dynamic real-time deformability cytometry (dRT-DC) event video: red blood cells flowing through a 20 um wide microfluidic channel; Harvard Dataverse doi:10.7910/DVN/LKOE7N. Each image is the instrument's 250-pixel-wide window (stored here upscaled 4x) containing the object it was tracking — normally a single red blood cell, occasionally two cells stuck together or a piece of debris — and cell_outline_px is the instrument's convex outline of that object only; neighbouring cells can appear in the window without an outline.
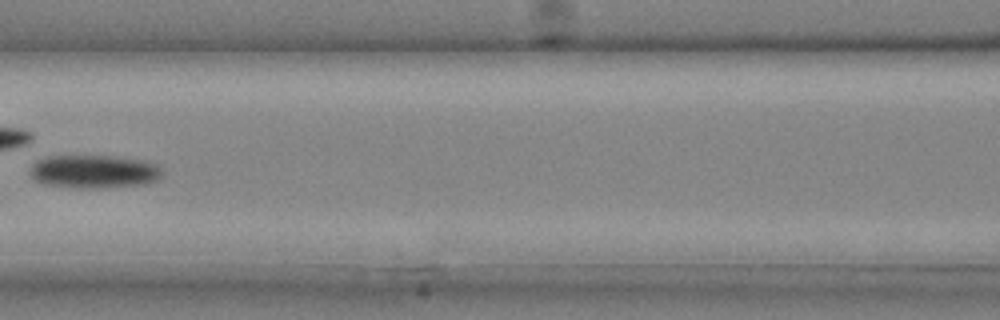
{"species": "common noctule bat (a hibernating species)", "species_latin": "Nyctalus noctula", "temperature_condition": "cold", "stored_images_in_passage": 32, "camera_frame_rate_fps": 3000, "um_per_image_px": 0.085, "animal": {"sex": "male", "body_mass_g": 20.4}, "frame": {"image": 1, "passage_image": 15, "time_ms": 4.667, "image_size_px": [1000, 320], "cell_outline_px": [[160, 176], [156, 180], [144, 184], [104, 188], [76, 188], [48, 184], [36, 180], [32, 176], [32, 164], [36, 160], [48, 156], [120, 156], [148, 160], [156, 164], [160, 168]], "centroid_in_image_um": [8.03, 14.57], "position_along_channel_um": 158.6, "area_um2": 25.61}}
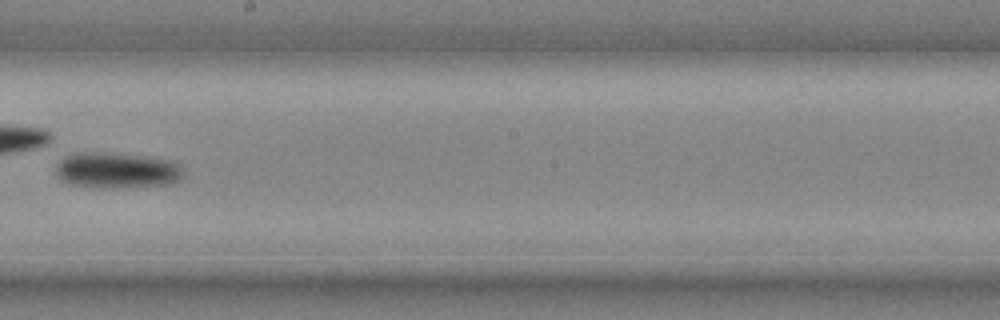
{"frame": {"image": 2, "passage_image": 19, "time_ms": 6.0, "image_size_px": [1000, 320], "cell_outline_px": [[184, 176], [180, 180], [168, 184], [128, 188], [100, 188], [72, 184], [60, 180], [56, 172], [56, 164], [64, 156], [76, 152], [112, 152], [148, 156], [176, 160], [184, 168]], "centroid_in_image_um": [9.99, 14.46], "position_along_channel_um": 238.2, "area_um2": 27.57}}
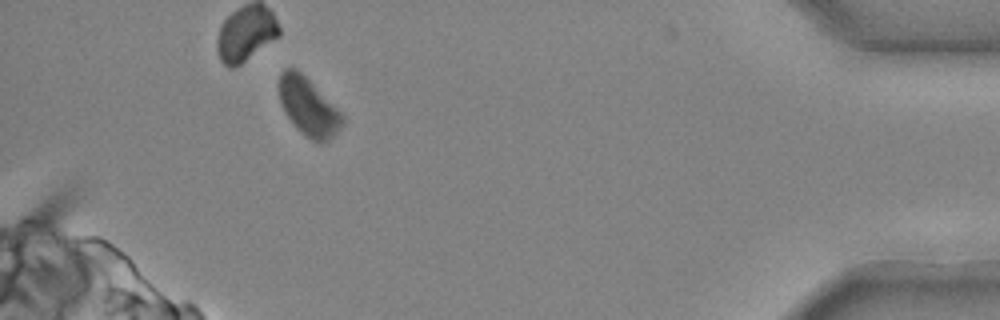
{"frame": {"image": 3, "passage_image": 30, "time_ms": 9.667, "image_size_px": [1000, 320], "cell_outline_px": [[344, 124], [328, 140], [320, 144], [304, 136], [296, 128], [284, 112], [280, 104], [280, 72], [284, 68], [296, 68], [344, 116]], "centroid_in_image_um": [26.19, 9.11], "position_along_channel_um": 409.0, "area_um2": 20.98}}